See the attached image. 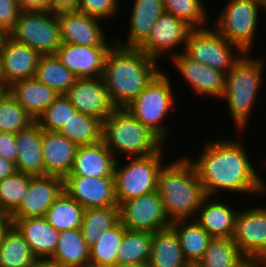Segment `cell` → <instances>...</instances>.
I'll return each instance as SVG.
<instances>
[{"instance_id": "1", "label": "cell", "mask_w": 266, "mask_h": 267, "mask_svg": "<svg viewBox=\"0 0 266 267\" xmlns=\"http://www.w3.org/2000/svg\"><path fill=\"white\" fill-rule=\"evenodd\" d=\"M218 138L204 144L201 155L191 159L206 196L216 198L218 191L230 194L244 193L261 195L266 193V182L257 173L244 149L243 139Z\"/></svg>"}, {"instance_id": "2", "label": "cell", "mask_w": 266, "mask_h": 267, "mask_svg": "<svg viewBox=\"0 0 266 267\" xmlns=\"http://www.w3.org/2000/svg\"><path fill=\"white\" fill-rule=\"evenodd\" d=\"M158 62L138 48L114 44L108 51L102 78L116 108H124L162 70Z\"/></svg>"}, {"instance_id": "3", "label": "cell", "mask_w": 266, "mask_h": 267, "mask_svg": "<svg viewBox=\"0 0 266 267\" xmlns=\"http://www.w3.org/2000/svg\"><path fill=\"white\" fill-rule=\"evenodd\" d=\"M169 163L157 176V192L165 213L171 222L194 219L206 197L197 172L186 156Z\"/></svg>"}, {"instance_id": "4", "label": "cell", "mask_w": 266, "mask_h": 267, "mask_svg": "<svg viewBox=\"0 0 266 267\" xmlns=\"http://www.w3.org/2000/svg\"><path fill=\"white\" fill-rule=\"evenodd\" d=\"M263 58L245 53L226 74L225 91L221 99L228 104L231 119L237 132H240L238 136L246 132L253 106H257L254 104L265 77L266 60Z\"/></svg>"}, {"instance_id": "5", "label": "cell", "mask_w": 266, "mask_h": 267, "mask_svg": "<svg viewBox=\"0 0 266 267\" xmlns=\"http://www.w3.org/2000/svg\"><path fill=\"white\" fill-rule=\"evenodd\" d=\"M102 141L117 160L119 155L126 158L149 156L164 145L125 108H116L104 119Z\"/></svg>"}, {"instance_id": "6", "label": "cell", "mask_w": 266, "mask_h": 267, "mask_svg": "<svg viewBox=\"0 0 266 267\" xmlns=\"http://www.w3.org/2000/svg\"><path fill=\"white\" fill-rule=\"evenodd\" d=\"M172 84L169 75L161 70L137 97L124 107L164 144L170 137V127L164 125V119L177 103Z\"/></svg>"}, {"instance_id": "7", "label": "cell", "mask_w": 266, "mask_h": 267, "mask_svg": "<svg viewBox=\"0 0 266 267\" xmlns=\"http://www.w3.org/2000/svg\"><path fill=\"white\" fill-rule=\"evenodd\" d=\"M262 8L265 12L266 5L259 0H227L211 24L230 43L250 54L253 52Z\"/></svg>"}, {"instance_id": "8", "label": "cell", "mask_w": 266, "mask_h": 267, "mask_svg": "<svg viewBox=\"0 0 266 267\" xmlns=\"http://www.w3.org/2000/svg\"><path fill=\"white\" fill-rule=\"evenodd\" d=\"M165 147L164 144L157 152L145 157H133L122 165L119 159L116 160L113 176L118 205L157 190V176L164 166Z\"/></svg>"}, {"instance_id": "9", "label": "cell", "mask_w": 266, "mask_h": 267, "mask_svg": "<svg viewBox=\"0 0 266 267\" xmlns=\"http://www.w3.org/2000/svg\"><path fill=\"white\" fill-rule=\"evenodd\" d=\"M184 53L192 60L226 74L245 54L213 26L192 29L187 37Z\"/></svg>"}, {"instance_id": "10", "label": "cell", "mask_w": 266, "mask_h": 267, "mask_svg": "<svg viewBox=\"0 0 266 267\" xmlns=\"http://www.w3.org/2000/svg\"><path fill=\"white\" fill-rule=\"evenodd\" d=\"M8 35L40 55H55L62 44L56 9L22 11Z\"/></svg>"}, {"instance_id": "11", "label": "cell", "mask_w": 266, "mask_h": 267, "mask_svg": "<svg viewBox=\"0 0 266 267\" xmlns=\"http://www.w3.org/2000/svg\"><path fill=\"white\" fill-rule=\"evenodd\" d=\"M118 210L120 222L128 230L153 233L171 225L157 190L120 203Z\"/></svg>"}, {"instance_id": "12", "label": "cell", "mask_w": 266, "mask_h": 267, "mask_svg": "<svg viewBox=\"0 0 266 267\" xmlns=\"http://www.w3.org/2000/svg\"><path fill=\"white\" fill-rule=\"evenodd\" d=\"M192 29L185 21L164 12L138 49L160 62L161 55L168 54L170 58L184 52L187 37ZM178 46H183L181 51L176 50L180 48Z\"/></svg>"}, {"instance_id": "13", "label": "cell", "mask_w": 266, "mask_h": 267, "mask_svg": "<svg viewBox=\"0 0 266 267\" xmlns=\"http://www.w3.org/2000/svg\"><path fill=\"white\" fill-rule=\"evenodd\" d=\"M232 240L247 260L266 258V207L263 205L238 212Z\"/></svg>"}, {"instance_id": "14", "label": "cell", "mask_w": 266, "mask_h": 267, "mask_svg": "<svg viewBox=\"0 0 266 267\" xmlns=\"http://www.w3.org/2000/svg\"><path fill=\"white\" fill-rule=\"evenodd\" d=\"M62 43L80 46H109L101 26L102 20L77 12L71 6L56 8Z\"/></svg>"}, {"instance_id": "15", "label": "cell", "mask_w": 266, "mask_h": 267, "mask_svg": "<svg viewBox=\"0 0 266 267\" xmlns=\"http://www.w3.org/2000/svg\"><path fill=\"white\" fill-rule=\"evenodd\" d=\"M174 68L191 87L195 96L221 99L225 91L226 73L212 69L198 61L192 60L184 52L171 56Z\"/></svg>"}, {"instance_id": "16", "label": "cell", "mask_w": 266, "mask_h": 267, "mask_svg": "<svg viewBox=\"0 0 266 267\" xmlns=\"http://www.w3.org/2000/svg\"><path fill=\"white\" fill-rule=\"evenodd\" d=\"M64 95L77 112L93 116L101 122L116 109L102 77L77 78Z\"/></svg>"}, {"instance_id": "17", "label": "cell", "mask_w": 266, "mask_h": 267, "mask_svg": "<svg viewBox=\"0 0 266 267\" xmlns=\"http://www.w3.org/2000/svg\"><path fill=\"white\" fill-rule=\"evenodd\" d=\"M63 191L85 209L118 206L114 177H65Z\"/></svg>"}, {"instance_id": "18", "label": "cell", "mask_w": 266, "mask_h": 267, "mask_svg": "<svg viewBox=\"0 0 266 267\" xmlns=\"http://www.w3.org/2000/svg\"><path fill=\"white\" fill-rule=\"evenodd\" d=\"M62 193V178L49 175L32 176L20 205L9 216L11 219L44 217Z\"/></svg>"}, {"instance_id": "19", "label": "cell", "mask_w": 266, "mask_h": 267, "mask_svg": "<svg viewBox=\"0 0 266 267\" xmlns=\"http://www.w3.org/2000/svg\"><path fill=\"white\" fill-rule=\"evenodd\" d=\"M110 46H80L62 43L56 57L77 78H101Z\"/></svg>"}, {"instance_id": "20", "label": "cell", "mask_w": 266, "mask_h": 267, "mask_svg": "<svg viewBox=\"0 0 266 267\" xmlns=\"http://www.w3.org/2000/svg\"><path fill=\"white\" fill-rule=\"evenodd\" d=\"M40 57L28 45L8 36L0 50L1 73L5 85L9 87L16 81L34 77Z\"/></svg>"}, {"instance_id": "21", "label": "cell", "mask_w": 266, "mask_h": 267, "mask_svg": "<svg viewBox=\"0 0 266 267\" xmlns=\"http://www.w3.org/2000/svg\"><path fill=\"white\" fill-rule=\"evenodd\" d=\"M78 145L57 131H44L42 158L46 175L64 179L71 171Z\"/></svg>"}, {"instance_id": "22", "label": "cell", "mask_w": 266, "mask_h": 267, "mask_svg": "<svg viewBox=\"0 0 266 267\" xmlns=\"http://www.w3.org/2000/svg\"><path fill=\"white\" fill-rule=\"evenodd\" d=\"M211 198L206 196L203 199L194 220L212 238H232L239 211L235 210L230 203H225L224 200Z\"/></svg>"}, {"instance_id": "23", "label": "cell", "mask_w": 266, "mask_h": 267, "mask_svg": "<svg viewBox=\"0 0 266 267\" xmlns=\"http://www.w3.org/2000/svg\"><path fill=\"white\" fill-rule=\"evenodd\" d=\"M129 18L126 41L114 38L115 44L126 48H138L149 36L158 18L165 12L163 0H135Z\"/></svg>"}, {"instance_id": "24", "label": "cell", "mask_w": 266, "mask_h": 267, "mask_svg": "<svg viewBox=\"0 0 266 267\" xmlns=\"http://www.w3.org/2000/svg\"><path fill=\"white\" fill-rule=\"evenodd\" d=\"M116 160L102 140L93 145L79 146L66 177H114Z\"/></svg>"}, {"instance_id": "25", "label": "cell", "mask_w": 266, "mask_h": 267, "mask_svg": "<svg viewBox=\"0 0 266 267\" xmlns=\"http://www.w3.org/2000/svg\"><path fill=\"white\" fill-rule=\"evenodd\" d=\"M17 160L16 171L32 176H45L42 158L43 129L35 121L29 127L15 133Z\"/></svg>"}, {"instance_id": "26", "label": "cell", "mask_w": 266, "mask_h": 267, "mask_svg": "<svg viewBox=\"0 0 266 267\" xmlns=\"http://www.w3.org/2000/svg\"><path fill=\"white\" fill-rule=\"evenodd\" d=\"M12 225L28 243L36 258L50 259L53 256L60 232L45 217L12 219Z\"/></svg>"}, {"instance_id": "27", "label": "cell", "mask_w": 266, "mask_h": 267, "mask_svg": "<svg viewBox=\"0 0 266 267\" xmlns=\"http://www.w3.org/2000/svg\"><path fill=\"white\" fill-rule=\"evenodd\" d=\"M8 91L35 120L60 95L35 77L14 82L8 87Z\"/></svg>"}, {"instance_id": "28", "label": "cell", "mask_w": 266, "mask_h": 267, "mask_svg": "<svg viewBox=\"0 0 266 267\" xmlns=\"http://www.w3.org/2000/svg\"><path fill=\"white\" fill-rule=\"evenodd\" d=\"M148 267H191L171 226L152 233Z\"/></svg>"}, {"instance_id": "29", "label": "cell", "mask_w": 266, "mask_h": 267, "mask_svg": "<svg viewBox=\"0 0 266 267\" xmlns=\"http://www.w3.org/2000/svg\"><path fill=\"white\" fill-rule=\"evenodd\" d=\"M176 232L184 258L195 267L203 258L212 237L194 220H176L170 225Z\"/></svg>"}, {"instance_id": "30", "label": "cell", "mask_w": 266, "mask_h": 267, "mask_svg": "<svg viewBox=\"0 0 266 267\" xmlns=\"http://www.w3.org/2000/svg\"><path fill=\"white\" fill-rule=\"evenodd\" d=\"M50 259L61 267H89V247L81 230L60 232L56 250Z\"/></svg>"}, {"instance_id": "31", "label": "cell", "mask_w": 266, "mask_h": 267, "mask_svg": "<svg viewBox=\"0 0 266 267\" xmlns=\"http://www.w3.org/2000/svg\"><path fill=\"white\" fill-rule=\"evenodd\" d=\"M85 208L64 191L45 214L47 222L58 232L80 229Z\"/></svg>"}, {"instance_id": "32", "label": "cell", "mask_w": 266, "mask_h": 267, "mask_svg": "<svg viewBox=\"0 0 266 267\" xmlns=\"http://www.w3.org/2000/svg\"><path fill=\"white\" fill-rule=\"evenodd\" d=\"M57 132L78 146L93 145L102 140V122L76 112Z\"/></svg>"}, {"instance_id": "33", "label": "cell", "mask_w": 266, "mask_h": 267, "mask_svg": "<svg viewBox=\"0 0 266 267\" xmlns=\"http://www.w3.org/2000/svg\"><path fill=\"white\" fill-rule=\"evenodd\" d=\"M34 77L61 95H64L77 79L56 55H41Z\"/></svg>"}, {"instance_id": "34", "label": "cell", "mask_w": 266, "mask_h": 267, "mask_svg": "<svg viewBox=\"0 0 266 267\" xmlns=\"http://www.w3.org/2000/svg\"><path fill=\"white\" fill-rule=\"evenodd\" d=\"M125 231L119 221L112 229L101 232L96 244L89 248V267H109L117 263Z\"/></svg>"}, {"instance_id": "35", "label": "cell", "mask_w": 266, "mask_h": 267, "mask_svg": "<svg viewBox=\"0 0 266 267\" xmlns=\"http://www.w3.org/2000/svg\"><path fill=\"white\" fill-rule=\"evenodd\" d=\"M119 221L118 206L85 209L80 230L87 246L95 245L99 234L112 229Z\"/></svg>"}, {"instance_id": "36", "label": "cell", "mask_w": 266, "mask_h": 267, "mask_svg": "<svg viewBox=\"0 0 266 267\" xmlns=\"http://www.w3.org/2000/svg\"><path fill=\"white\" fill-rule=\"evenodd\" d=\"M245 261L232 238H212L195 267H241Z\"/></svg>"}, {"instance_id": "37", "label": "cell", "mask_w": 266, "mask_h": 267, "mask_svg": "<svg viewBox=\"0 0 266 267\" xmlns=\"http://www.w3.org/2000/svg\"><path fill=\"white\" fill-rule=\"evenodd\" d=\"M35 259L28 243L12 225L0 244V267H30Z\"/></svg>"}, {"instance_id": "38", "label": "cell", "mask_w": 266, "mask_h": 267, "mask_svg": "<svg viewBox=\"0 0 266 267\" xmlns=\"http://www.w3.org/2000/svg\"><path fill=\"white\" fill-rule=\"evenodd\" d=\"M152 232L126 229L117 263L148 264L151 253Z\"/></svg>"}, {"instance_id": "39", "label": "cell", "mask_w": 266, "mask_h": 267, "mask_svg": "<svg viewBox=\"0 0 266 267\" xmlns=\"http://www.w3.org/2000/svg\"><path fill=\"white\" fill-rule=\"evenodd\" d=\"M35 121L8 90L0 98V132L15 134Z\"/></svg>"}, {"instance_id": "40", "label": "cell", "mask_w": 266, "mask_h": 267, "mask_svg": "<svg viewBox=\"0 0 266 267\" xmlns=\"http://www.w3.org/2000/svg\"><path fill=\"white\" fill-rule=\"evenodd\" d=\"M203 3L202 0H163L166 13L185 21L193 29L210 25L208 9L205 10Z\"/></svg>"}, {"instance_id": "41", "label": "cell", "mask_w": 266, "mask_h": 267, "mask_svg": "<svg viewBox=\"0 0 266 267\" xmlns=\"http://www.w3.org/2000/svg\"><path fill=\"white\" fill-rule=\"evenodd\" d=\"M32 175L15 172L0 180V207L10 215L21 203Z\"/></svg>"}, {"instance_id": "42", "label": "cell", "mask_w": 266, "mask_h": 267, "mask_svg": "<svg viewBox=\"0 0 266 267\" xmlns=\"http://www.w3.org/2000/svg\"><path fill=\"white\" fill-rule=\"evenodd\" d=\"M76 112L67 97L60 94L36 121L44 131H58Z\"/></svg>"}, {"instance_id": "43", "label": "cell", "mask_w": 266, "mask_h": 267, "mask_svg": "<svg viewBox=\"0 0 266 267\" xmlns=\"http://www.w3.org/2000/svg\"><path fill=\"white\" fill-rule=\"evenodd\" d=\"M118 2V0H75L71 7L77 12L107 21L120 12Z\"/></svg>"}, {"instance_id": "44", "label": "cell", "mask_w": 266, "mask_h": 267, "mask_svg": "<svg viewBox=\"0 0 266 267\" xmlns=\"http://www.w3.org/2000/svg\"><path fill=\"white\" fill-rule=\"evenodd\" d=\"M21 12L16 0H0V27L9 33Z\"/></svg>"}, {"instance_id": "45", "label": "cell", "mask_w": 266, "mask_h": 267, "mask_svg": "<svg viewBox=\"0 0 266 267\" xmlns=\"http://www.w3.org/2000/svg\"><path fill=\"white\" fill-rule=\"evenodd\" d=\"M17 155L15 134L0 132V156L15 164Z\"/></svg>"}, {"instance_id": "46", "label": "cell", "mask_w": 266, "mask_h": 267, "mask_svg": "<svg viewBox=\"0 0 266 267\" xmlns=\"http://www.w3.org/2000/svg\"><path fill=\"white\" fill-rule=\"evenodd\" d=\"M22 11H46L56 9L54 0H16Z\"/></svg>"}, {"instance_id": "47", "label": "cell", "mask_w": 266, "mask_h": 267, "mask_svg": "<svg viewBox=\"0 0 266 267\" xmlns=\"http://www.w3.org/2000/svg\"><path fill=\"white\" fill-rule=\"evenodd\" d=\"M15 172V164L0 156V180L13 175Z\"/></svg>"}, {"instance_id": "48", "label": "cell", "mask_w": 266, "mask_h": 267, "mask_svg": "<svg viewBox=\"0 0 266 267\" xmlns=\"http://www.w3.org/2000/svg\"><path fill=\"white\" fill-rule=\"evenodd\" d=\"M30 267H61L52 259L36 258Z\"/></svg>"}, {"instance_id": "49", "label": "cell", "mask_w": 266, "mask_h": 267, "mask_svg": "<svg viewBox=\"0 0 266 267\" xmlns=\"http://www.w3.org/2000/svg\"><path fill=\"white\" fill-rule=\"evenodd\" d=\"M12 226V219L7 214L1 221H0V244L2 243L6 232Z\"/></svg>"}, {"instance_id": "50", "label": "cell", "mask_w": 266, "mask_h": 267, "mask_svg": "<svg viewBox=\"0 0 266 267\" xmlns=\"http://www.w3.org/2000/svg\"><path fill=\"white\" fill-rule=\"evenodd\" d=\"M241 267H264L262 260H247Z\"/></svg>"}, {"instance_id": "51", "label": "cell", "mask_w": 266, "mask_h": 267, "mask_svg": "<svg viewBox=\"0 0 266 267\" xmlns=\"http://www.w3.org/2000/svg\"><path fill=\"white\" fill-rule=\"evenodd\" d=\"M109 267H148V264H134V263H115Z\"/></svg>"}, {"instance_id": "52", "label": "cell", "mask_w": 266, "mask_h": 267, "mask_svg": "<svg viewBox=\"0 0 266 267\" xmlns=\"http://www.w3.org/2000/svg\"><path fill=\"white\" fill-rule=\"evenodd\" d=\"M8 36V33L0 27V50L2 49L4 42Z\"/></svg>"}, {"instance_id": "53", "label": "cell", "mask_w": 266, "mask_h": 267, "mask_svg": "<svg viewBox=\"0 0 266 267\" xmlns=\"http://www.w3.org/2000/svg\"><path fill=\"white\" fill-rule=\"evenodd\" d=\"M75 0H54L58 6H71Z\"/></svg>"}, {"instance_id": "54", "label": "cell", "mask_w": 266, "mask_h": 267, "mask_svg": "<svg viewBox=\"0 0 266 267\" xmlns=\"http://www.w3.org/2000/svg\"><path fill=\"white\" fill-rule=\"evenodd\" d=\"M7 90H8V87L3 82V79H0V98L5 94Z\"/></svg>"}, {"instance_id": "55", "label": "cell", "mask_w": 266, "mask_h": 267, "mask_svg": "<svg viewBox=\"0 0 266 267\" xmlns=\"http://www.w3.org/2000/svg\"><path fill=\"white\" fill-rule=\"evenodd\" d=\"M7 215V213L0 207V221Z\"/></svg>"}, {"instance_id": "56", "label": "cell", "mask_w": 266, "mask_h": 267, "mask_svg": "<svg viewBox=\"0 0 266 267\" xmlns=\"http://www.w3.org/2000/svg\"><path fill=\"white\" fill-rule=\"evenodd\" d=\"M0 79H3L2 73H1V63H0Z\"/></svg>"}, {"instance_id": "57", "label": "cell", "mask_w": 266, "mask_h": 267, "mask_svg": "<svg viewBox=\"0 0 266 267\" xmlns=\"http://www.w3.org/2000/svg\"><path fill=\"white\" fill-rule=\"evenodd\" d=\"M259 1H261L262 3L266 5V0H259Z\"/></svg>"}]
</instances>
